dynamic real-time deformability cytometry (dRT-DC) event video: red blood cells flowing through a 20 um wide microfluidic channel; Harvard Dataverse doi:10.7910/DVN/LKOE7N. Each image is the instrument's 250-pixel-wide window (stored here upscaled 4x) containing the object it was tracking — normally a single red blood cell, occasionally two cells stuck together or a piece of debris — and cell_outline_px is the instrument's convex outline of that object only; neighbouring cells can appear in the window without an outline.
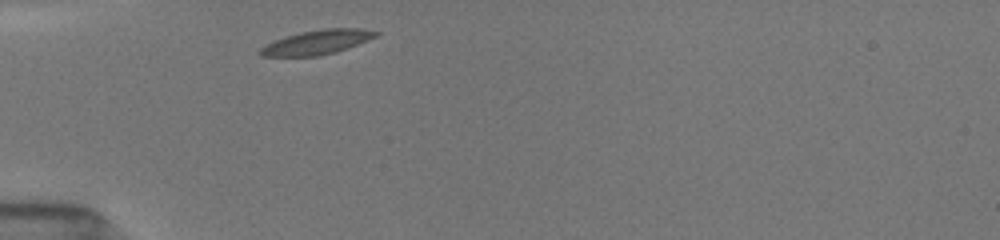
{"species": "common noctule bat (a hibernating species)", "species_latin": "Nyctalus noctula", "temperature_condition": "room temperature", "stored_images_in_passage": 37, "camera_frame_rate_fps": 3000, "um_per_image_px": 0.085, "animal": {"sex": "female", "body_mass_g": 19.5, "forearm_length_mm": 54.1}, "frame": {"image": 1, "passage_image": 1, "time_ms": 0.0, "image_size_px": [1000, 240], "cell_outline_px": [[380, 36], [348, 48], [336, 52], [316, 56], [260, 56], [256, 52], [264, 44], [300, 32], [324, 28], [364, 28], [380, 32]], "centroid_in_image_um": [26.99, 3.58], "position_along_channel_um": 58.0, "area_um2": 16.65}}
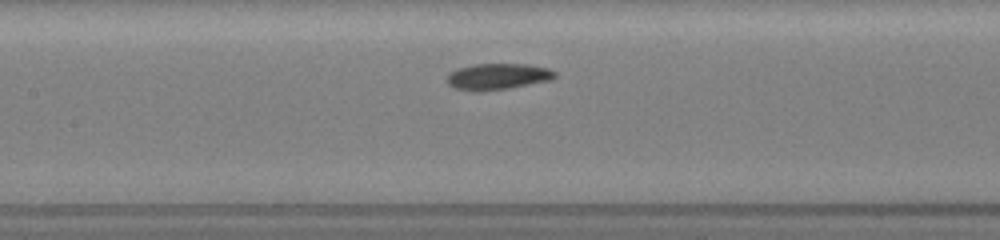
{"frame": {"image": 2, "passage_image": 11, "time_ms": 3.0, "image_size_px": [1000, 240], "cell_outline_px": [[556, 76], [552, 80], [508, 88], [476, 92], [456, 88], [448, 84], [448, 72], [456, 68], [472, 64], [528, 64], [548, 68], [556, 72]], "centroid_in_image_um": [42.3, 6.49], "position_along_channel_um": 165.1, "area_um2": 16.59}}
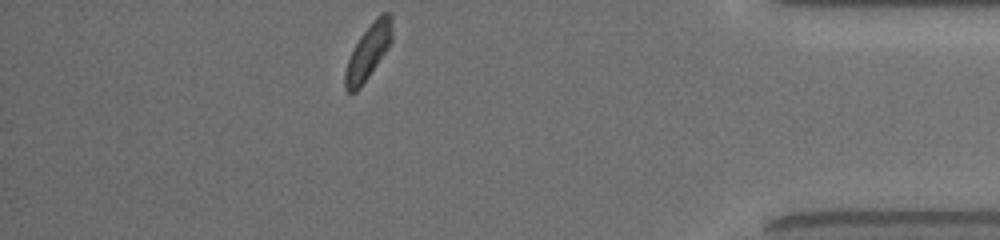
{"frame": {"image": 3, "passage_image": 36, "time_ms": 10.0, "image_size_px": [1000, 240], "cell_outline_px": [[392, 40], [388, 48], [360, 88], [356, 92], [348, 92], [344, 88], [344, 72], [348, 60], [360, 36], [376, 16], [380, 12], [388, 12], [392, 16]], "centroid_in_image_um": [31.31, 4.38], "position_along_channel_um": 403.9, "area_um2": 14.97}, "authors_computed_cell_mechanics": {"area_um2": 16.0106, "velocity_mm_per_s": 3.9029, "shape_relaxation_time_tau1_ms": 2.9316, "shape_relaxation_time_tau2_ms": null, "deformation_change_tau1": 0.1102, "deformation_change_tau2": null}}